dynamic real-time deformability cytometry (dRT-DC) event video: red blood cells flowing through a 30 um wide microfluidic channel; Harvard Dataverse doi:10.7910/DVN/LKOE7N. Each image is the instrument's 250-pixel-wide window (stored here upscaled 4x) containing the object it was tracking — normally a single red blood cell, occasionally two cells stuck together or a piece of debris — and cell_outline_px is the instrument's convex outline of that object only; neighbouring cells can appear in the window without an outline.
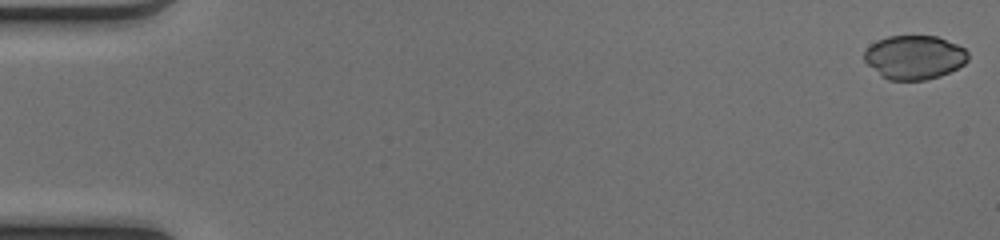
{"species": "common noctule bat (a hibernating species)", "species_latin": "Nyctalus noctula", "temperature_condition": "cold", "stored_images_in_passage": 45, "camera_frame_rate_fps": 3000, "um_per_image_px": 0.085, "animal": {"sex": "female", "body_mass_g": 17.0, "forearm_length_mm": 48.0}, "frame": {"image": 1, "passage_image": 1, "time_ms": 0.0, "image_size_px": [1000, 240], "cell_outline_px": [[968, 60], [964, 64], [940, 76], [928, 80], [888, 80], [880, 76], [864, 60], [864, 52], [876, 40], [888, 36], [936, 36], [956, 44], [964, 48], [968, 52]], "centroid_in_image_um": [77.71, 4.87], "position_along_channel_um": 7.3, "area_um2": 26.53}}
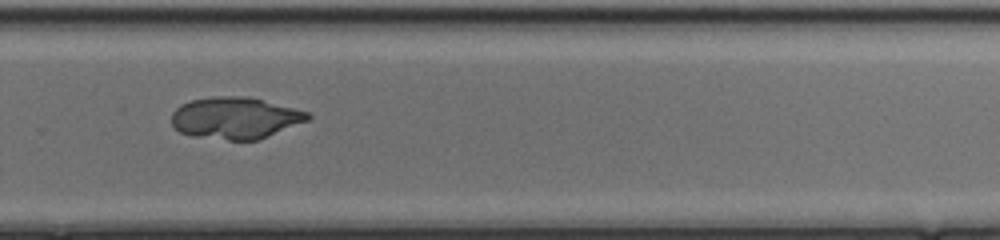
{"frame": {"image": 2, "passage_image": 35, "time_ms": 11.333, "image_size_px": [1000, 240], "cell_outline_px": [[312, 116], [308, 120], [260, 140], [228, 140], [192, 136], [180, 132], [172, 124], [172, 112], [180, 104], [192, 100], [212, 96], [244, 96], [308, 112]], "centroid_in_image_um": [19.97, 10.04], "position_along_channel_um": 309.8, "area_um2": 32.95}}
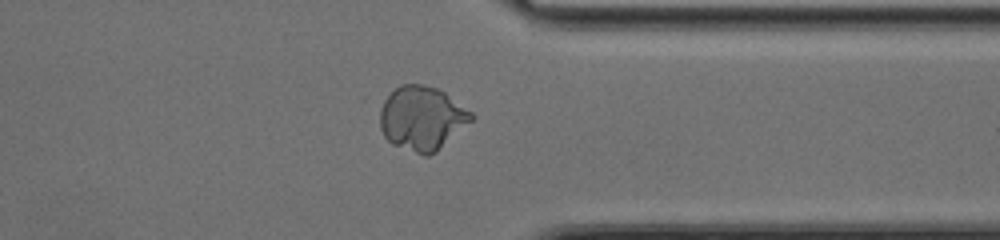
{"frame": {"image": 3, "passage_image": 40, "time_ms": 13.0, "image_size_px": [1000, 240], "cell_outline_px": [[476, 116], [472, 120], [436, 152], [428, 156], [424, 156], [392, 144], [384, 136], [380, 128], [380, 108], [384, 100], [400, 84], [424, 84], [436, 88], [444, 92], [472, 112]], "centroid_in_image_um": [35.86, 10.05], "position_along_channel_um": 375.5, "area_um2": 33.99}}